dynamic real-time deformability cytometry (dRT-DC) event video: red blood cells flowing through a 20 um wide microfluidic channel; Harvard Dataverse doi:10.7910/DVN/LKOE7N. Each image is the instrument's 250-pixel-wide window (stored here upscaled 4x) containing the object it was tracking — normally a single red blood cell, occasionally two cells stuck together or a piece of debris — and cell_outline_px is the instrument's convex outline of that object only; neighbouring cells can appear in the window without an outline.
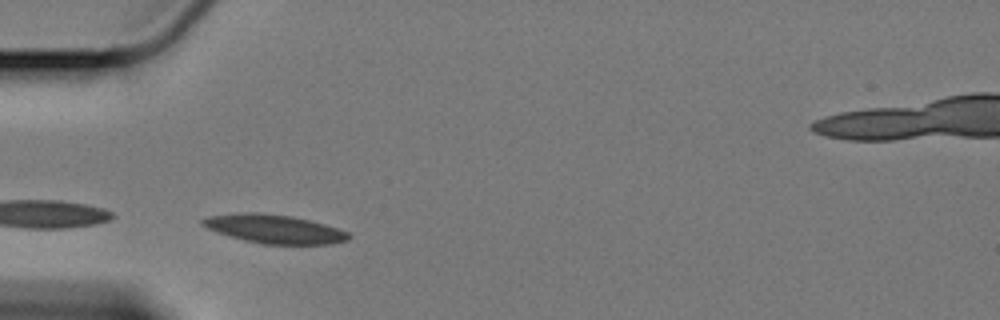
{"species": "Egyptian fruit bat (a non-hibernating species)", "species_latin": "Rousettus aegyptiacus", "temperature_condition": "cold", "stored_images_in_passage": 31, "camera_frame_rate_fps": 3000, "um_per_image_px": 0.085, "animal": {"sex": "female"}, "frame": {"image": 1, "passage_image": 1, "time_ms": 0.0, "image_size_px": [1000, 320], "cell_outline_px": [[352, 236], [348, 240], [332, 244], [264, 244], [244, 240], [208, 228], [200, 224], [200, 220], [204, 216], [240, 212], [260, 212], [292, 216], [312, 220], [348, 232]], "centroid_in_image_um": [23.32, 19.44], "position_along_channel_um": 61.7, "area_um2": 24.51}}
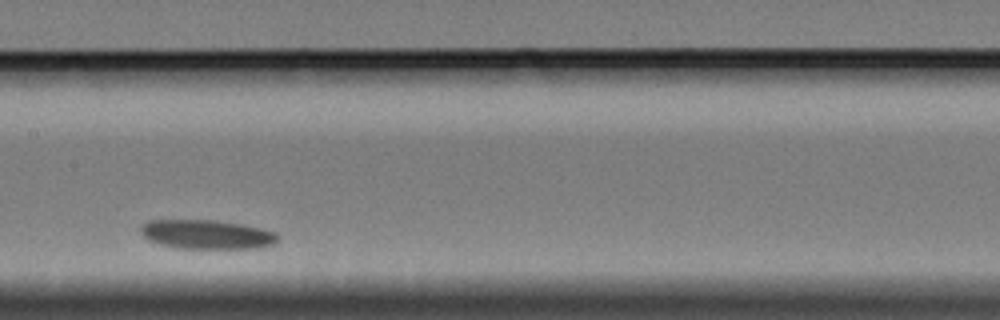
{"frame": {"image": 2, "passage_image": 14, "time_ms": 4.333, "image_size_px": [1000, 320], "cell_outline_px": [[276, 240], [272, 244], [260, 248], [176, 248], [160, 244], [148, 240], [140, 232], [140, 228], [148, 220], [212, 220], [244, 224], [276, 232]], "centroid_in_image_um": [17.55, 19.92], "position_along_channel_um": 189.9, "area_um2": 23.18}}
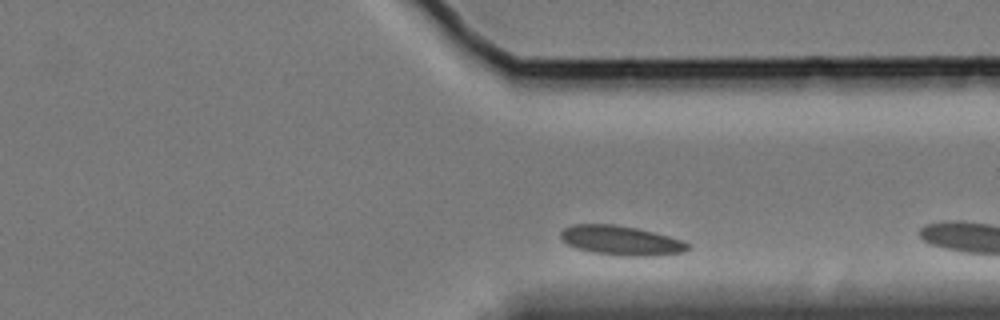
{"frame": {"image": 3, "passage_image": 28, "time_ms": 9.0, "image_size_px": [1000, 320], "cell_outline_px": [[692, 248], [684, 252], [644, 256], [620, 256], [592, 252], [576, 248], [560, 240], [560, 232], [564, 228], [572, 224], [616, 224], [636, 228], [668, 236], [680, 240], [688, 244]], "centroid_in_image_um": [52.73, 20.44], "position_along_channel_um": 358.7, "area_um2": 21.79}}